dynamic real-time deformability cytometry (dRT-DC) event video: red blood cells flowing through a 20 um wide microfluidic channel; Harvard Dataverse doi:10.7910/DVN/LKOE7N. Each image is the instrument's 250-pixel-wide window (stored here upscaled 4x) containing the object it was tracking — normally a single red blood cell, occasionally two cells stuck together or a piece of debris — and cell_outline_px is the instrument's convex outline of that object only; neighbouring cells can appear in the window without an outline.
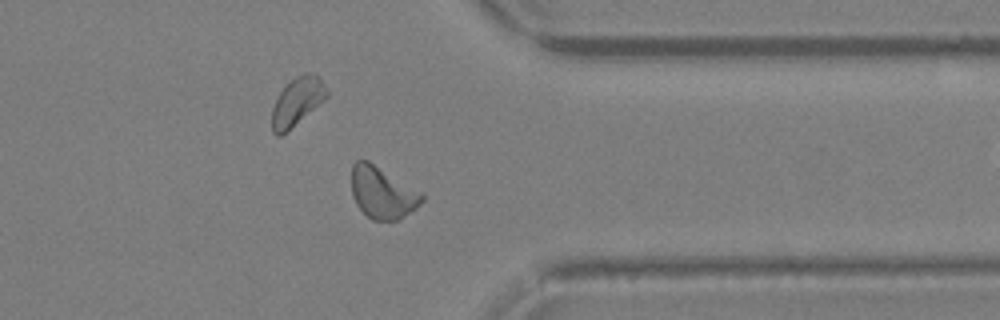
{"species": "Egyptian fruit bat (a non-hibernating species)", "species_latin": "Rousettus aegyptiacus", "temperature_condition": "warm", "stored_images_in_passage": 34, "camera_frame_rate_fps": 3000, "um_per_image_px": 0.085, "animal": {"sex": "female"}, "frame": {"image": 1, "passage_image": 25, "time_ms": 8.0, "image_size_px": [1000, 320], "cell_outline_px": [[424, 200], [416, 208], [400, 220], [372, 220], [356, 204], [352, 196], [352, 164], [356, 160], [368, 160], [420, 192], [424, 196]], "centroid_in_image_um": [32.49, 16.38], "position_along_channel_um": 378.9, "area_um2": 21.04}}